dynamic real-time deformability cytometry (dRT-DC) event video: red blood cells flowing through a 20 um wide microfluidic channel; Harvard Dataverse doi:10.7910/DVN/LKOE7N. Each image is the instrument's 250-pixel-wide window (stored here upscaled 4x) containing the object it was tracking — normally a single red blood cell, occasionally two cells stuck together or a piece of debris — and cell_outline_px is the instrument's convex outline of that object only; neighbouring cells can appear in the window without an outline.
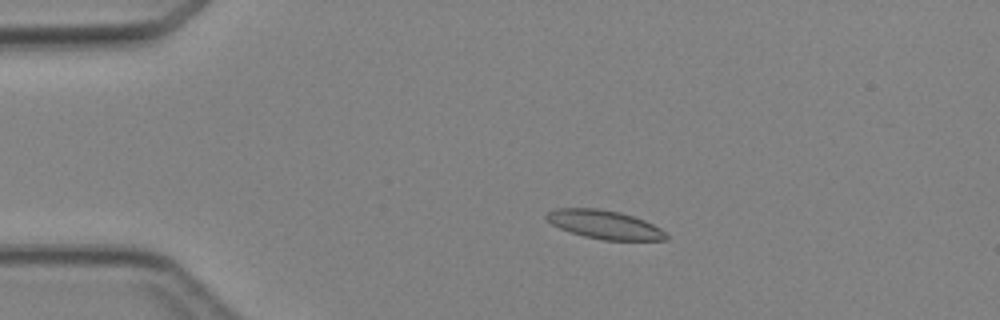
{"species": "Egyptian fruit bat (a non-hibernating species)", "species_latin": "Rousettus aegyptiacus", "temperature_condition": "cold", "stored_images_in_passage": 4, "camera_frame_rate_fps": 3000, "um_per_image_px": 0.085, "animal": {"sex": "female"}, "frame": {"image": 1, "passage_image": 3, "time_ms": 2.333, "image_size_px": [1000, 320], "cell_outline_px": [[668, 240], [604, 240], [584, 236], [560, 228], [552, 224], [544, 216], [548, 212], [556, 208], [596, 208], [620, 212], [644, 220], [660, 228], [668, 236]], "centroid_in_image_um": [51.39, 19.09], "position_along_channel_um": 33.6, "area_um2": 19.77}}